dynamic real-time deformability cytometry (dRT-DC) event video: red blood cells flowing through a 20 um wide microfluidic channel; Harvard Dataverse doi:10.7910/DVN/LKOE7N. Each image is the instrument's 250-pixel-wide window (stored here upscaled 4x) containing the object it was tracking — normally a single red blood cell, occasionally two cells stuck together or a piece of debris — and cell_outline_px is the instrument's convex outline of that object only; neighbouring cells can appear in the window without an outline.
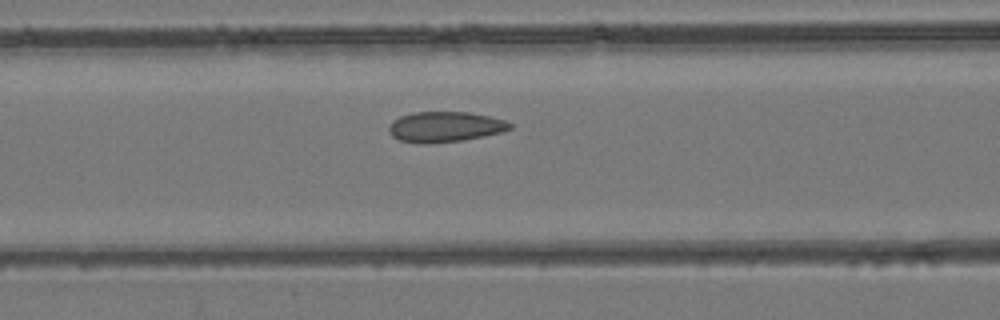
{"species": "common noctule bat (a hibernating species)", "species_latin": "Nyctalus noctula", "temperature_condition": "room temperature", "stored_images_in_passage": 45, "camera_frame_rate_fps": 3000, "um_per_image_px": 0.085, "animal": {"sex": "female", "body_mass_g": 24.6, "forearm_length_mm": 56.2}, "frame": {"image": 1, "passage_image": 16, "time_ms": 5.0, "image_size_px": [1000, 320], "cell_outline_px": [[512, 128], [504, 132], [464, 140], [424, 144], [420, 144], [400, 140], [392, 136], [388, 132], [388, 128], [392, 120], [400, 116], [416, 112], [468, 112], [488, 116], [504, 120], [512, 124]], "centroid_in_image_um": [37.82, 10.79], "position_along_channel_um": 128.8, "area_um2": 21.56}}
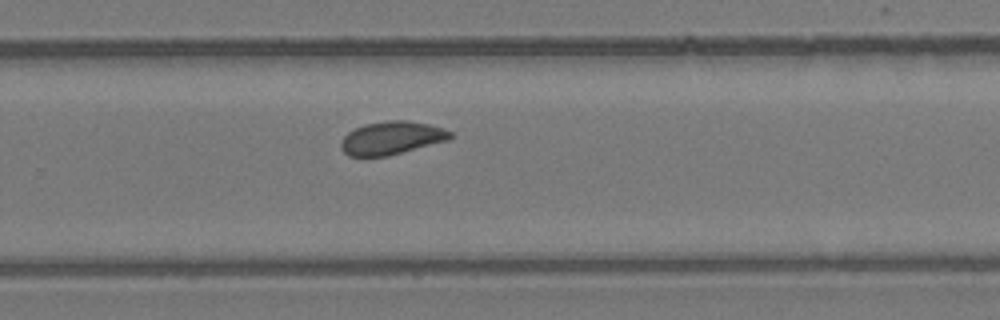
{"frame": {"image": 2, "passage_image": 28, "time_ms": 9.0, "image_size_px": [1000, 320], "cell_outline_px": [[452, 136], [448, 140], [388, 156], [348, 156], [340, 148], [340, 140], [348, 132], [364, 124], [388, 120], [408, 120], [428, 124], [444, 128], [452, 132]], "centroid_in_image_um": [33.27, 11.72], "position_along_channel_um": 296.5, "area_um2": 21.15}}
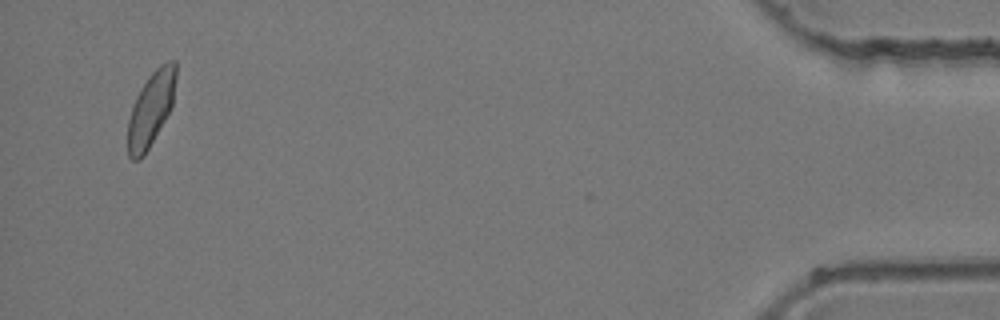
{"frame": {"image": 3, "passage_image": 43, "time_ms": 14.0, "image_size_px": [1000, 320], "cell_outline_px": [[176, 76], [172, 104], [164, 120], [144, 156], [140, 160], [132, 160], [128, 156], [128, 120], [136, 96], [140, 88], [148, 76], [160, 64], [168, 60], [176, 60]], "centroid_in_image_um": [12.82, 9.24], "position_along_channel_um": 422.4, "area_um2": 20.63}}